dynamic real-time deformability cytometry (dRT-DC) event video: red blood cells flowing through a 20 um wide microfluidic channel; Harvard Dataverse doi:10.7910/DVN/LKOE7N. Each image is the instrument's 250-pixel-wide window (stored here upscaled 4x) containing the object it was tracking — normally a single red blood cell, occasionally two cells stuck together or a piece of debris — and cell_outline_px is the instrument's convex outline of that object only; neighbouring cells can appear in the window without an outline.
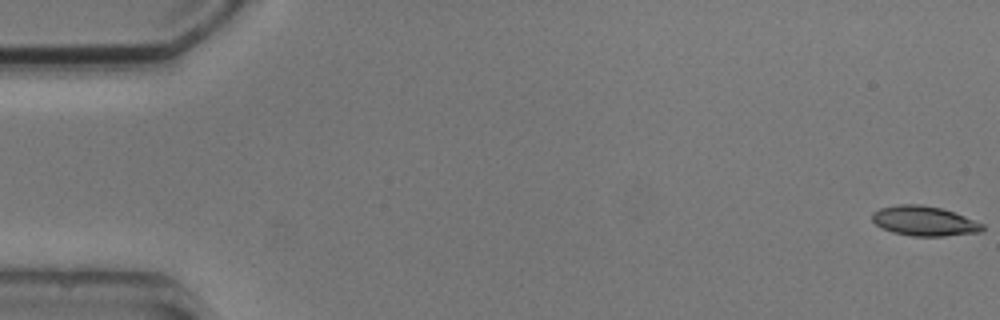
{"species": "common noctule bat (a hibernating species)", "species_latin": "Nyctalus noctula", "temperature_condition": "cold", "stored_images_in_passage": 3, "camera_frame_rate_fps": 3000, "um_per_image_px": 0.085, "animal": {"sex": "male", "body_mass_g": 20.5, "forearm_length_mm": 52.5}, "frame": {"image": 1, "passage_image": 1, "time_ms": 0.0, "image_size_px": [1000, 320], "cell_outline_px": [[984, 232], [944, 236], [912, 236], [892, 232], [880, 228], [872, 220], [872, 212], [880, 208], [900, 204], [920, 204], [940, 208], [964, 216], [984, 224]], "centroid_in_image_um": [78.56, 18.79], "position_along_channel_um": 6.4, "area_um2": 19.19}}